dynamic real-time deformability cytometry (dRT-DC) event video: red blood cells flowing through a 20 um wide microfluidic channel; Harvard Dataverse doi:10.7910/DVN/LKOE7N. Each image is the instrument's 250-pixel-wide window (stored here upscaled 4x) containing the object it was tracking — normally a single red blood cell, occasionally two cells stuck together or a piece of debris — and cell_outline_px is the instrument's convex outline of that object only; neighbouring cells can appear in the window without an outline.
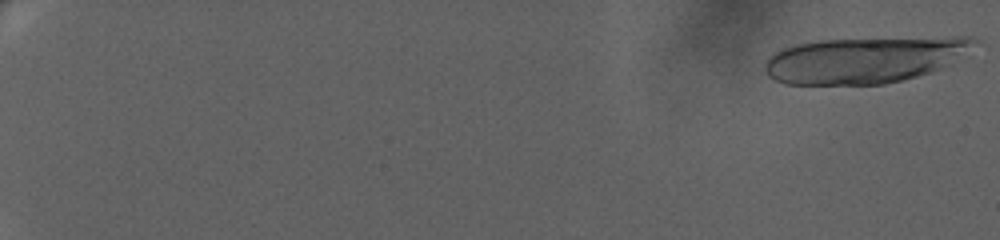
{"species": "human", "species_latin": "Homo sapiens", "temperature_condition": "warm", "stored_images_in_passage": 32, "segment_of_instrument_passage": [1, 2], "camera_frame_rate_fps": 3000, "um_per_image_px": 0.085, "donor": {"sex": "female"}, "frame": {"image": 1, "passage_image": 1, "time_ms": 0.0, "image_size_px": [1000, 240], "cell_outline_px": [[980, 44], [952, 64], [932, 72], [884, 84], [784, 84], [768, 76], [764, 72], [764, 64], [776, 52], [784, 48], [800, 44], [824, 40], [960, 36], [968, 36], [980, 40]], "centroid_in_image_um": [73.6, 5.08], "position_along_channel_um": 11.4, "area_um2": 56.64}}
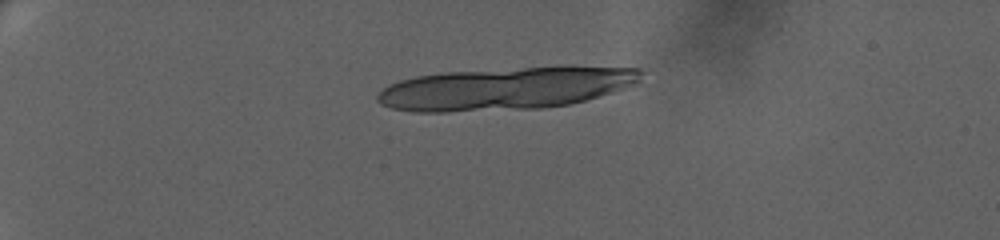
{"frame": {"image": 2, "passage_image": 18, "time_ms": 5.667, "image_size_px": [1000, 240], "cell_outline_px": [[640, 80], [636, 84], [612, 92], [584, 100], [568, 104], [544, 108], [448, 112], [412, 112], [392, 108], [380, 104], [376, 100], [376, 96], [384, 88], [400, 80], [416, 76], [448, 72], [524, 68], [640, 68]], "centroid_in_image_um": [42.86, 7.55], "position_along_channel_um": 42.1, "area_um2": 64.1}}